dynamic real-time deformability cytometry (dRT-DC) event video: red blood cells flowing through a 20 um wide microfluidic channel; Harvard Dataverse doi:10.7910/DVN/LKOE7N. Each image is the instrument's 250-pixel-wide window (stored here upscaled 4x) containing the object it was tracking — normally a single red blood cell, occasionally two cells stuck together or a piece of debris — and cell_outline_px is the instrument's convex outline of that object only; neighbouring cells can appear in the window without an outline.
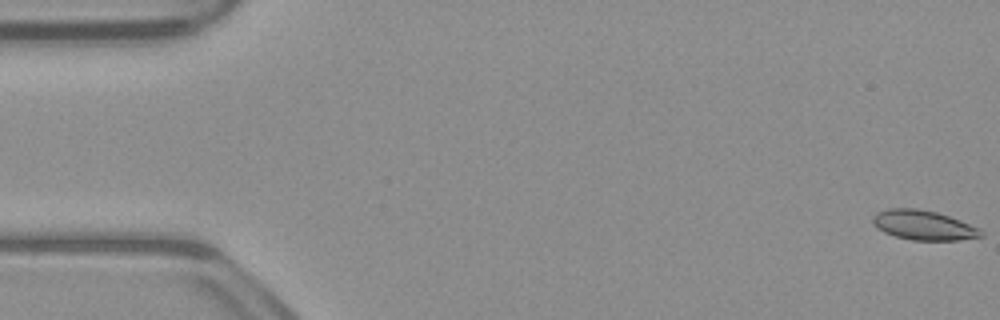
{"species": "common noctule bat (a hibernating species)", "species_latin": "Nyctalus noctula", "temperature_condition": "warm", "stored_images_in_passage": 53, "camera_frame_rate_fps": 3000, "um_per_image_px": 0.085, "animal": {"sex": "male", "body_mass_g": 23.1, "forearm_length_mm": 52.7}, "frame": {"image": 1, "passage_image": 1, "time_ms": 0.0, "image_size_px": [1000, 320], "cell_outline_px": [[984, 236], [960, 240], [912, 240], [896, 236], [884, 232], [876, 228], [872, 224], [872, 216], [876, 212], [888, 208], [916, 208], [936, 212], [960, 220], [980, 228], [984, 232]], "centroid_in_image_um": [78.49, 19.14], "position_along_channel_um": 6.5, "area_um2": 18.84}}
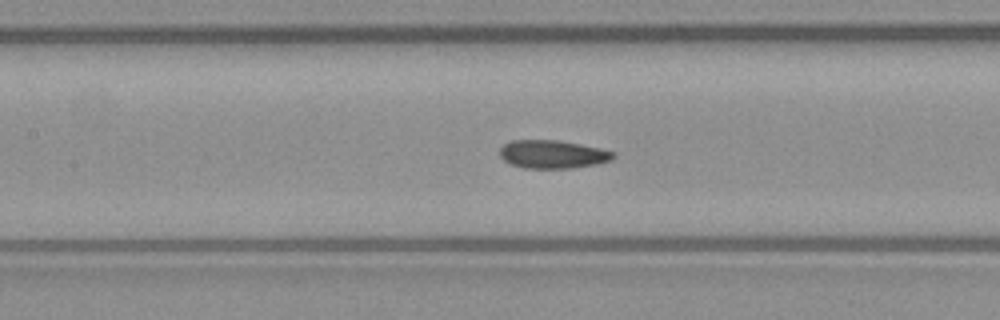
{"frame": {"image": 2, "passage_image": 24, "time_ms": 7.667, "image_size_px": [1000, 320], "cell_outline_px": [[616, 156], [612, 160], [596, 164], [572, 168], [524, 168], [512, 164], [504, 160], [500, 156], [500, 148], [504, 144], [512, 140], [556, 140], [600, 148], [616, 152]], "centroid_in_image_um": [46.99, 13.11], "position_along_channel_um": 160.4, "area_um2": 18.61}}
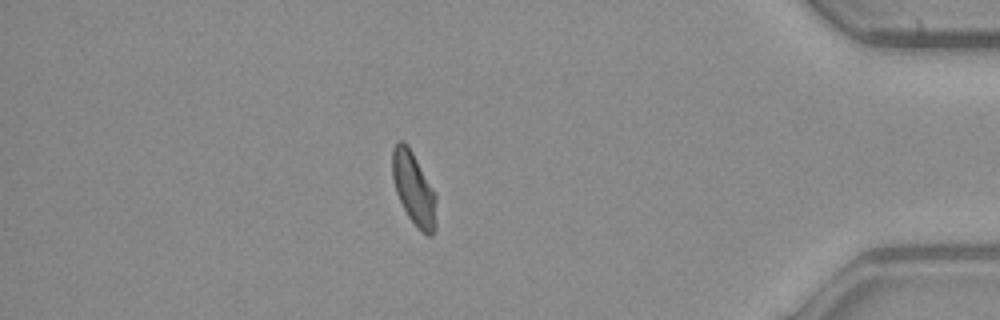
{"frame": {"image": 3, "passage_image": 46, "time_ms": 15.0, "image_size_px": [1000, 320], "cell_outline_px": [[436, 228], [432, 236], [428, 236], [408, 216], [396, 192], [392, 176], [392, 148], [396, 140], [404, 140], [408, 144], [432, 188], [436, 196]], "centroid_in_image_um": [35.16, 15.98], "position_along_channel_um": 400.0, "area_um2": 18.5}, "authors_computed_cell_mechanics": {"area_um2": 18.8428, "velocity_mm_per_s": 3.8918, "shape_relaxation_time_tau1_ms": 4.225, "shape_relaxation_time_tau2_ms": 1.5121, "deformation_change_tau1": 0.138, "deformation_change_tau2": 0.0689}}